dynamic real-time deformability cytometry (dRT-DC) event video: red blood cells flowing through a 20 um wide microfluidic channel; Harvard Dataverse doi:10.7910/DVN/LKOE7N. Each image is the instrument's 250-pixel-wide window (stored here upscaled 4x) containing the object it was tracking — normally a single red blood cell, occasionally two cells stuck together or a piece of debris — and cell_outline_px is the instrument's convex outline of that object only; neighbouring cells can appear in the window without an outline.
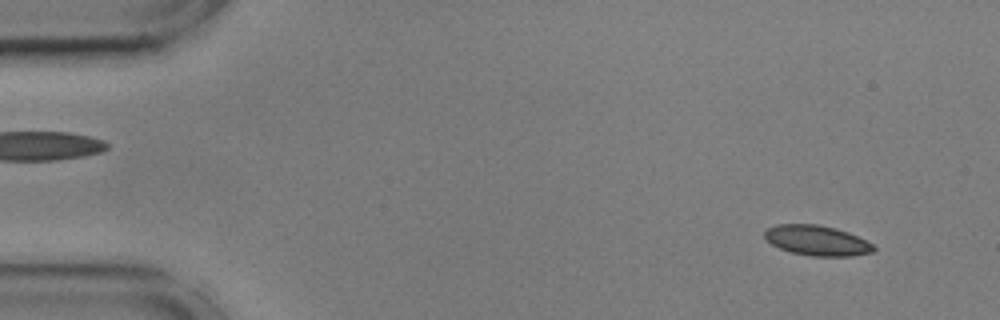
{"species": "common noctule bat (a hibernating species)", "species_latin": "Nyctalus noctula", "temperature_condition": "cold", "stored_images_in_passage": 52, "camera_frame_rate_fps": 3000, "um_per_image_px": 0.085, "animal": {"sex": "male", "body_mass_g": 17.9, "forearm_length_mm": 54.2}, "frame": {"image": 1, "passage_image": 1, "time_ms": 0.0, "image_size_px": [1000, 320], "cell_outline_px": [[876, 248], [872, 252], [852, 256], [812, 256], [792, 252], [780, 248], [772, 244], [764, 236], [764, 232], [768, 228], [776, 224], [816, 224], [836, 228], [848, 232], [872, 244]], "centroid_in_image_um": [69.43, 20.44], "position_along_channel_um": 15.6, "area_um2": 18.96}}
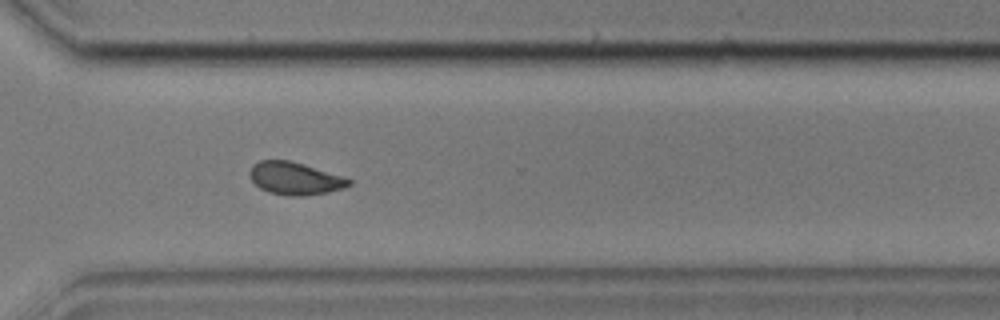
{"frame": {"image": 2, "passage_image": 37, "time_ms": 12.0, "image_size_px": [1000, 320], "cell_outline_px": [[352, 184], [344, 188], [328, 192], [304, 196], [288, 196], [268, 192], [260, 188], [248, 176], [248, 172], [252, 164], [260, 160], [292, 160], [344, 176], [352, 180]], "centroid_in_image_um": [25.07, 15.16], "position_along_channel_um": 345.5, "area_um2": 19.19}}
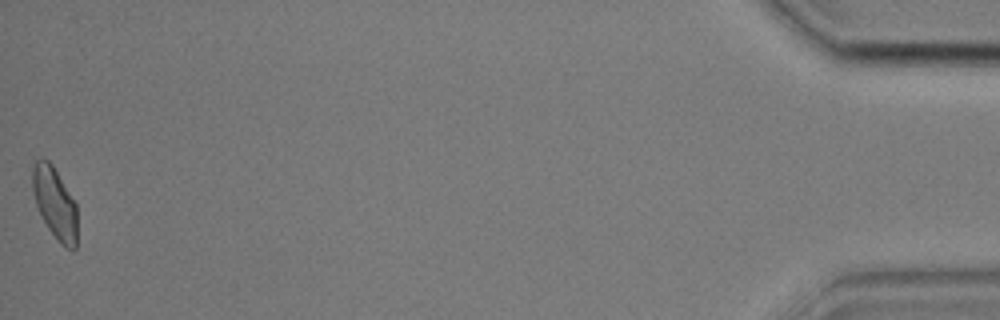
{"frame": {"image": 3, "passage_image": 52, "time_ms": 17.0, "image_size_px": [1000, 320], "cell_outline_px": [[76, 248], [68, 248], [60, 244], [48, 228], [36, 204], [32, 188], [32, 168], [36, 160], [48, 160], [52, 164], [76, 204]], "centroid_in_image_um": [4.65, 17.26], "position_along_channel_um": 430.5, "area_um2": 18.21}, "authors_computed_cell_mechanics": {"area_um2": 18.9873, "velocity_mm_per_s": 3.5861, "shape_relaxation_time_tau1_ms": 9.0985, "shape_relaxation_time_tau2_ms": 1.2793, "deformation_change_tau1": 0.1412, "deformation_change_tau2": 0.0338}}